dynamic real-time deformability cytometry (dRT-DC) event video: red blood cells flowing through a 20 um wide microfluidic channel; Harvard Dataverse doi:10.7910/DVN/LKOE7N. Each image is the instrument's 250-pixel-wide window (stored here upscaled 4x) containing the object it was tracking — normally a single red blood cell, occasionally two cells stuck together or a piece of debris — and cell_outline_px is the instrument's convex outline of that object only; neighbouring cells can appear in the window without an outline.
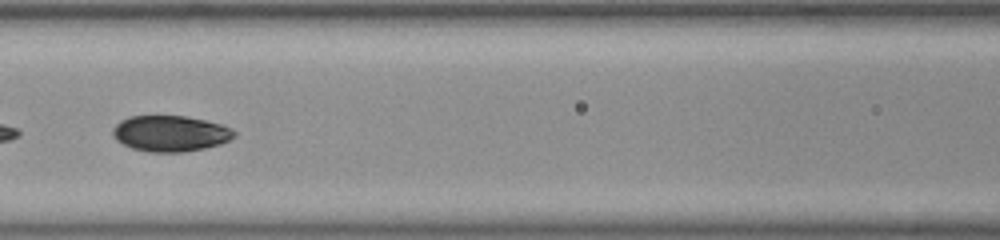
{"species": "common noctule bat (a hibernating species)", "species_latin": "Nyctalus noctula", "temperature_condition": "room temperature", "stored_images_in_passage": 18, "camera_frame_rate_fps": 3000, "um_per_image_px": 0.085, "animal": {"sex": "female", "body_mass_g": 23.0, "forearm_length_mm": 53.4}, "frame": {"image": 1, "passage_image": 11, "time_ms": 3.333, "image_size_px": [1000, 240], "cell_outline_px": [[236, 136], [220, 144], [204, 148], [184, 152], [148, 152], [132, 148], [116, 140], [112, 136], [112, 128], [120, 120], [128, 116], [184, 116], [204, 120], [220, 124], [232, 128], [236, 132]], "centroid_in_image_um": [14.46, 11.35], "position_along_channel_um": 152.1, "area_um2": 25.49}}